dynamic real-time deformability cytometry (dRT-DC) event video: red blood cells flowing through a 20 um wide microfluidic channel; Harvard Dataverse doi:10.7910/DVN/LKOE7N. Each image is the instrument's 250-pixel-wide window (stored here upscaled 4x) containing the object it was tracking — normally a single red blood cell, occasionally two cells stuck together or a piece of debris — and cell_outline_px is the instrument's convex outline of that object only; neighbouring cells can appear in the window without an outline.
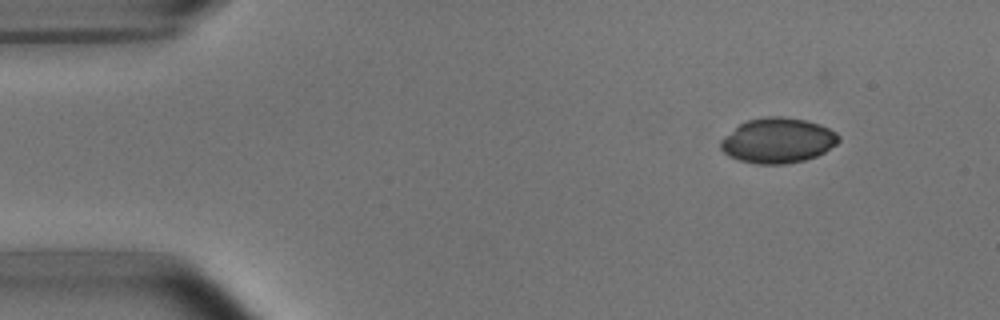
{"species": "common noctule bat (a hibernating species)", "species_latin": "Nyctalus noctula", "temperature_condition": "room temperature", "stored_images_in_passage": 3, "camera_frame_rate_fps": 3000, "um_per_image_px": 0.085, "animal": {"sex": "male", "body_mass_g": 15.6}, "frame": {"image": 1, "passage_image": 1, "time_ms": 0.0, "image_size_px": [1000, 320], "cell_outline_px": [[840, 140], [836, 144], [824, 152], [816, 156], [804, 160], [784, 164], [756, 164], [740, 160], [728, 156], [720, 148], [720, 140], [724, 136], [740, 124], [748, 120], [768, 116], [780, 116], [804, 120], [820, 124], [836, 132], [840, 136]], "centroid_in_image_um": [66.11, 11.95], "position_along_channel_um": 18.9, "area_um2": 30.92}}